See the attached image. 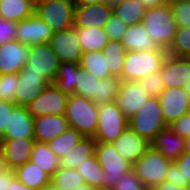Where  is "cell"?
<instances>
[{
	"mask_svg": "<svg viewBox=\"0 0 190 190\" xmlns=\"http://www.w3.org/2000/svg\"><path fill=\"white\" fill-rule=\"evenodd\" d=\"M120 81L118 77L102 79L99 83L98 95H95L92 101L97 105L116 101Z\"/></svg>",
	"mask_w": 190,
	"mask_h": 190,
	"instance_id": "obj_39",
	"label": "cell"
},
{
	"mask_svg": "<svg viewBox=\"0 0 190 190\" xmlns=\"http://www.w3.org/2000/svg\"><path fill=\"white\" fill-rule=\"evenodd\" d=\"M74 9L73 0H35V13L54 33L73 27Z\"/></svg>",
	"mask_w": 190,
	"mask_h": 190,
	"instance_id": "obj_8",
	"label": "cell"
},
{
	"mask_svg": "<svg viewBox=\"0 0 190 190\" xmlns=\"http://www.w3.org/2000/svg\"><path fill=\"white\" fill-rule=\"evenodd\" d=\"M15 176L26 186L34 190H43L51 177L35 163L28 161L14 170Z\"/></svg>",
	"mask_w": 190,
	"mask_h": 190,
	"instance_id": "obj_25",
	"label": "cell"
},
{
	"mask_svg": "<svg viewBox=\"0 0 190 190\" xmlns=\"http://www.w3.org/2000/svg\"><path fill=\"white\" fill-rule=\"evenodd\" d=\"M112 13L113 7L104 2L92 5H75L73 26L75 28H89L91 26L104 28Z\"/></svg>",
	"mask_w": 190,
	"mask_h": 190,
	"instance_id": "obj_20",
	"label": "cell"
},
{
	"mask_svg": "<svg viewBox=\"0 0 190 190\" xmlns=\"http://www.w3.org/2000/svg\"><path fill=\"white\" fill-rule=\"evenodd\" d=\"M34 139L0 140V149L3 154L6 169L15 170L30 161Z\"/></svg>",
	"mask_w": 190,
	"mask_h": 190,
	"instance_id": "obj_19",
	"label": "cell"
},
{
	"mask_svg": "<svg viewBox=\"0 0 190 190\" xmlns=\"http://www.w3.org/2000/svg\"><path fill=\"white\" fill-rule=\"evenodd\" d=\"M184 89L188 92L190 96V80L185 84Z\"/></svg>",
	"mask_w": 190,
	"mask_h": 190,
	"instance_id": "obj_60",
	"label": "cell"
},
{
	"mask_svg": "<svg viewBox=\"0 0 190 190\" xmlns=\"http://www.w3.org/2000/svg\"><path fill=\"white\" fill-rule=\"evenodd\" d=\"M173 18L179 27H190V0H170Z\"/></svg>",
	"mask_w": 190,
	"mask_h": 190,
	"instance_id": "obj_40",
	"label": "cell"
},
{
	"mask_svg": "<svg viewBox=\"0 0 190 190\" xmlns=\"http://www.w3.org/2000/svg\"><path fill=\"white\" fill-rule=\"evenodd\" d=\"M83 53L103 51L108 43V36L102 27L76 28Z\"/></svg>",
	"mask_w": 190,
	"mask_h": 190,
	"instance_id": "obj_28",
	"label": "cell"
},
{
	"mask_svg": "<svg viewBox=\"0 0 190 190\" xmlns=\"http://www.w3.org/2000/svg\"><path fill=\"white\" fill-rule=\"evenodd\" d=\"M112 190H150L142 184L140 178L132 170L124 173Z\"/></svg>",
	"mask_w": 190,
	"mask_h": 190,
	"instance_id": "obj_44",
	"label": "cell"
},
{
	"mask_svg": "<svg viewBox=\"0 0 190 190\" xmlns=\"http://www.w3.org/2000/svg\"><path fill=\"white\" fill-rule=\"evenodd\" d=\"M142 23L158 47L168 50L177 29L170 4L146 8Z\"/></svg>",
	"mask_w": 190,
	"mask_h": 190,
	"instance_id": "obj_1",
	"label": "cell"
},
{
	"mask_svg": "<svg viewBox=\"0 0 190 190\" xmlns=\"http://www.w3.org/2000/svg\"><path fill=\"white\" fill-rule=\"evenodd\" d=\"M122 0H103V2L105 4H107L108 6L114 7L116 6L118 3H120Z\"/></svg>",
	"mask_w": 190,
	"mask_h": 190,
	"instance_id": "obj_57",
	"label": "cell"
},
{
	"mask_svg": "<svg viewBox=\"0 0 190 190\" xmlns=\"http://www.w3.org/2000/svg\"><path fill=\"white\" fill-rule=\"evenodd\" d=\"M167 53L174 57L190 58V27L177 26L176 33Z\"/></svg>",
	"mask_w": 190,
	"mask_h": 190,
	"instance_id": "obj_38",
	"label": "cell"
},
{
	"mask_svg": "<svg viewBox=\"0 0 190 190\" xmlns=\"http://www.w3.org/2000/svg\"><path fill=\"white\" fill-rule=\"evenodd\" d=\"M183 176V186L190 184V153L183 152L180 157L174 161Z\"/></svg>",
	"mask_w": 190,
	"mask_h": 190,
	"instance_id": "obj_48",
	"label": "cell"
},
{
	"mask_svg": "<svg viewBox=\"0 0 190 190\" xmlns=\"http://www.w3.org/2000/svg\"><path fill=\"white\" fill-rule=\"evenodd\" d=\"M160 73L165 88H184L190 80V58L167 55Z\"/></svg>",
	"mask_w": 190,
	"mask_h": 190,
	"instance_id": "obj_17",
	"label": "cell"
},
{
	"mask_svg": "<svg viewBox=\"0 0 190 190\" xmlns=\"http://www.w3.org/2000/svg\"><path fill=\"white\" fill-rule=\"evenodd\" d=\"M165 182H171L177 186H183V176L181 171L178 169L176 163L173 161L169 166V169L166 174Z\"/></svg>",
	"mask_w": 190,
	"mask_h": 190,
	"instance_id": "obj_49",
	"label": "cell"
},
{
	"mask_svg": "<svg viewBox=\"0 0 190 190\" xmlns=\"http://www.w3.org/2000/svg\"><path fill=\"white\" fill-rule=\"evenodd\" d=\"M128 127L149 143L168 125L165 123L157 97H150L139 111L128 119Z\"/></svg>",
	"mask_w": 190,
	"mask_h": 190,
	"instance_id": "obj_4",
	"label": "cell"
},
{
	"mask_svg": "<svg viewBox=\"0 0 190 190\" xmlns=\"http://www.w3.org/2000/svg\"><path fill=\"white\" fill-rule=\"evenodd\" d=\"M138 82L152 97H158L165 89L160 70L143 77Z\"/></svg>",
	"mask_w": 190,
	"mask_h": 190,
	"instance_id": "obj_43",
	"label": "cell"
},
{
	"mask_svg": "<svg viewBox=\"0 0 190 190\" xmlns=\"http://www.w3.org/2000/svg\"><path fill=\"white\" fill-rule=\"evenodd\" d=\"M168 127L182 138L190 137V112L172 122Z\"/></svg>",
	"mask_w": 190,
	"mask_h": 190,
	"instance_id": "obj_46",
	"label": "cell"
},
{
	"mask_svg": "<svg viewBox=\"0 0 190 190\" xmlns=\"http://www.w3.org/2000/svg\"><path fill=\"white\" fill-rule=\"evenodd\" d=\"M72 190H93V187L87 185L86 183H82L81 185H78Z\"/></svg>",
	"mask_w": 190,
	"mask_h": 190,
	"instance_id": "obj_56",
	"label": "cell"
},
{
	"mask_svg": "<svg viewBox=\"0 0 190 190\" xmlns=\"http://www.w3.org/2000/svg\"><path fill=\"white\" fill-rule=\"evenodd\" d=\"M146 7L139 0H122L113 7L115 13L127 26L141 23L145 15Z\"/></svg>",
	"mask_w": 190,
	"mask_h": 190,
	"instance_id": "obj_31",
	"label": "cell"
},
{
	"mask_svg": "<svg viewBox=\"0 0 190 190\" xmlns=\"http://www.w3.org/2000/svg\"><path fill=\"white\" fill-rule=\"evenodd\" d=\"M121 43L125 47L126 52L159 49L155 41L147 34L142 22L128 26Z\"/></svg>",
	"mask_w": 190,
	"mask_h": 190,
	"instance_id": "obj_24",
	"label": "cell"
},
{
	"mask_svg": "<svg viewBox=\"0 0 190 190\" xmlns=\"http://www.w3.org/2000/svg\"><path fill=\"white\" fill-rule=\"evenodd\" d=\"M52 29L35 12L17 22L15 40L25 45L47 43L53 36Z\"/></svg>",
	"mask_w": 190,
	"mask_h": 190,
	"instance_id": "obj_15",
	"label": "cell"
},
{
	"mask_svg": "<svg viewBox=\"0 0 190 190\" xmlns=\"http://www.w3.org/2000/svg\"><path fill=\"white\" fill-rule=\"evenodd\" d=\"M80 67L93 73L100 80L113 77L110 74L103 51L83 53L80 60Z\"/></svg>",
	"mask_w": 190,
	"mask_h": 190,
	"instance_id": "obj_32",
	"label": "cell"
},
{
	"mask_svg": "<svg viewBox=\"0 0 190 190\" xmlns=\"http://www.w3.org/2000/svg\"><path fill=\"white\" fill-rule=\"evenodd\" d=\"M30 161L43 169L50 177L60 167V159L51 151L47 143L35 141Z\"/></svg>",
	"mask_w": 190,
	"mask_h": 190,
	"instance_id": "obj_29",
	"label": "cell"
},
{
	"mask_svg": "<svg viewBox=\"0 0 190 190\" xmlns=\"http://www.w3.org/2000/svg\"><path fill=\"white\" fill-rule=\"evenodd\" d=\"M110 74L113 77L120 78L124 67L126 50L121 41H108L103 49Z\"/></svg>",
	"mask_w": 190,
	"mask_h": 190,
	"instance_id": "obj_30",
	"label": "cell"
},
{
	"mask_svg": "<svg viewBox=\"0 0 190 190\" xmlns=\"http://www.w3.org/2000/svg\"><path fill=\"white\" fill-rule=\"evenodd\" d=\"M83 137L76 129L68 127L58 137H55L47 144L51 151L61 160L67 155Z\"/></svg>",
	"mask_w": 190,
	"mask_h": 190,
	"instance_id": "obj_33",
	"label": "cell"
},
{
	"mask_svg": "<svg viewBox=\"0 0 190 190\" xmlns=\"http://www.w3.org/2000/svg\"><path fill=\"white\" fill-rule=\"evenodd\" d=\"M7 190H34L24 185L16 176L12 179Z\"/></svg>",
	"mask_w": 190,
	"mask_h": 190,
	"instance_id": "obj_53",
	"label": "cell"
},
{
	"mask_svg": "<svg viewBox=\"0 0 190 190\" xmlns=\"http://www.w3.org/2000/svg\"><path fill=\"white\" fill-rule=\"evenodd\" d=\"M93 190H112L111 188H105V187H93Z\"/></svg>",
	"mask_w": 190,
	"mask_h": 190,
	"instance_id": "obj_61",
	"label": "cell"
},
{
	"mask_svg": "<svg viewBox=\"0 0 190 190\" xmlns=\"http://www.w3.org/2000/svg\"><path fill=\"white\" fill-rule=\"evenodd\" d=\"M17 23L0 18V45L14 41Z\"/></svg>",
	"mask_w": 190,
	"mask_h": 190,
	"instance_id": "obj_45",
	"label": "cell"
},
{
	"mask_svg": "<svg viewBox=\"0 0 190 190\" xmlns=\"http://www.w3.org/2000/svg\"><path fill=\"white\" fill-rule=\"evenodd\" d=\"M167 55V50L163 48L153 51L127 52L120 80L138 81L151 73L159 71Z\"/></svg>",
	"mask_w": 190,
	"mask_h": 190,
	"instance_id": "obj_3",
	"label": "cell"
},
{
	"mask_svg": "<svg viewBox=\"0 0 190 190\" xmlns=\"http://www.w3.org/2000/svg\"><path fill=\"white\" fill-rule=\"evenodd\" d=\"M100 81L93 73L80 67L77 71L73 95L92 100L95 95H98Z\"/></svg>",
	"mask_w": 190,
	"mask_h": 190,
	"instance_id": "obj_34",
	"label": "cell"
},
{
	"mask_svg": "<svg viewBox=\"0 0 190 190\" xmlns=\"http://www.w3.org/2000/svg\"><path fill=\"white\" fill-rule=\"evenodd\" d=\"M34 139V118L27 107L15 105L9 114V126L0 140Z\"/></svg>",
	"mask_w": 190,
	"mask_h": 190,
	"instance_id": "obj_18",
	"label": "cell"
},
{
	"mask_svg": "<svg viewBox=\"0 0 190 190\" xmlns=\"http://www.w3.org/2000/svg\"><path fill=\"white\" fill-rule=\"evenodd\" d=\"M84 179V182L91 187H101L103 170L98 163L95 154L86 159L84 163L76 169Z\"/></svg>",
	"mask_w": 190,
	"mask_h": 190,
	"instance_id": "obj_37",
	"label": "cell"
},
{
	"mask_svg": "<svg viewBox=\"0 0 190 190\" xmlns=\"http://www.w3.org/2000/svg\"><path fill=\"white\" fill-rule=\"evenodd\" d=\"M14 177V170L7 169L2 174H0V190H7Z\"/></svg>",
	"mask_w": 190,
	"mask_h": 190,
	"instance_id": "obj_50",
	"label": "cell"
},
{
	"mask_svg": "<svg viewBox=\"0 0 190 190\" xmlns=\"http://www.w3.org/2000/svg\"><path fill=\"white\" fill-rule=\"evenodd\" d=\"M75 5H92L102 3L103 0H73Z\"/></svg>",
	"mask_w": 190,
	"mask_h": 190,
	"instance_id": "obj_54",
	"label": "cell"
},
{
	"mask_svg": "<svg viewBox=\"0 0 190 190\" xmlns=\"http://www.w3.org/2000/svg\"><path fill=\"white\" fill-rule=\"evenodd\" d=\"M128 26L115 13H112L105 23L104 30L110 41H121Z\"/></svg>",
	"mask_w": 190,
	"mask_h": 190,
	"instance_id": "obj_42",
	"label": "cell"
},
{
	"mask_svg": "<svg viewBox=\"0 0 190 190\" xmlns=\"http://www.w3.org/2000/svg\"><path fill=\"white\" fill-rule=\"evenodd\" d=\"M18 86V74L0 75V100L15 103V92Z\"/></svg>",
	"mask_w": 190,
	"mask_h": 190,
	"instance_id": "obj_41",
	"label": "cell"
},
{
	"mask_svg": "<svg viewBox=\"0 0 190 190\" xmlns=\"http://www.w3.org/2000/svg\"><path fill=\"white\" fill-rule=\"evenodd\" d=\"M51 82L35 72H28L24 66L18 73V86L15 92V104L27 107Z\"/></svg>",
	"mask_w": 190,
	"mask_h": 190,
	"instance_id": "obj_13",
	"label": "cell"
},
{
	"mask_svg": "<svg viewBox=\"0 0 190 190\" xmlns=\"http://www.w3.org/2000/svg\"><path fill=\"white\" fill-rule=\"evenodd\" d=\"M151 190H189V186H177L171 182H162L154 186Z\"/></svg>",
	"mask_w": 190,
	"mask_h": 190,
	"instance_id": "obj_51",
	"label": "cell"
},
{
	"mask_svg": "<svg viewBox=\"0 0 190 190\" xmlns=\"http://www.w3.org/2000/svg\"><path fill=\"white\" fill-rule=\"evenodd\" d=\"M112 144L117 152L132 164L150 147L146 139L140 137L129 127Z\"/></svg>",
	"mask_w": 190,
	"mask_h": 190,
	"instance_id": "obj_21",
	"label": "cell"
},
{
	"mask_svg": "<svg viewBox=\"0 0 190 190\" xmlns=\"http://www.w3.org/2000/svg\"><path fill=\"white\" fill-rule=\"evenodd\" d=\"M150 97L138 81L121 80L118 87L116 103L122 113L129 119L139 111Z\"/></svg>",
	"mask_w": 190,
	"mask_h": 190,
	"instance_id": "obj_14",
	"label": "cell"
},
{
	"mask_svg": "<svg viewBox=\"0 0 190 190\" xmlns=\"http://www.w3.org/2000/svg\"><path fill=\"white\" fill-rule=\"evenodd\" d=\"M68 96L51 83L27 106V109L33 118L47 114H65Z\"/></svg>",
	"mask_w": 190,
	"mask_h": 190,
	"instance_id": "obj_9",
	"label": "cell"
},
{
	"mask_svg": "<svg viewBox=\"0 0 190 190\" xmlns=\"http://www.w3.org/2000/svg\"><path fill=\"white\" fill-rule=\"evenodd\" d=\"M64 115L69 127L84 137H94L98 124V105L91 99L69 95Z\"/></svg>",
	"mask_w": 190,
	"mask_h": 190,
	"instance_id": "obj_2",
	"label": "cell"
},
{
	"mask_svg": "<svg viewBox=\"0 0 190 190\" xmlns=\"http://www.w3.org/2000/svg\"><path fill=\"white\" fill-rule=\"evenodd\" d=\"M48 43L61 63H80L83 52L74 26L55 32Z\"/></svg>",
	"mask_w": 190,
	"mask_h": 190,
	"instance_id": "obj_12",
	"label": "cell"
},
{
	"mask_svg": "<svg viewBox=\"0 0 190 190\" xmlns=\"http://www.w3.org/2000/svg\"><path fill=\"white\" fill-rule=\"evenodd\" d=\"M173 161L151 146L133 164L132 169L148 189L164 182Z\"/></svg>",
	"mask_w": 190,
	"mask_h": 190,
	"instance_id": "obj_6",
	"label": "cell"
},
{
	"mask_svg": "<svg viewBox=\"0 0 190 190\" xmlns=\"http://www.w3.org/2000/svg\"><path fill=\"white\" fill-rule=\"evenodd\" d=\"M79 68L80 63H61L53 82L54 85L68 95L74 94L75 79Z\"/></svg>",
	"mask_w": 190,
	"mask_h": 190,
	"instance_id": "obj_35",
	"label": "cell"
},
{
	"mask_svg": "<svg viewBox=\"0 0 190 190\" xmlns=\"http://www.w3.org/2000/svg\"><path fill=\"white\" fill-rule=\"evenodd\" d=\"M5 170H7V169H6V166L4 163L2 151L0 149V174H2Z\"/></svg>",
	"mask_w": 190,
	"mask_h": 190,
	"instance_id": "obj_55",
	"label": "cell"
},
{
	"mask_svg": "<svg viewBox=\"0 0 190 190\" xmlns=\"http://www.w3.org/2000/svg\"><path fill=\"white\" fill-rule=\"evenodd\" d=\"M16 104L5 100H0V138L3 136L6 127L9 126V114Z\"/></svg>",
	"mask_w": 190,
	"mask_h": 190,
	"instance_id": "obj_47",
	"label": "cell"
},
{
	"mask_svg": "<svg viewBox=\"0 0 190 190\" xmlns=\"http://www.w3.org/2000/svg\"><path fill=\"white\" fill-rule=\"evenodd\" d=\"M68 127V120L64 114L36 117L34 118V140L39 143H48Z\"/></svg>",
	"mask_w": 190,
	"mask_h": 190,
	"instance_id": "obj_22",
	"label": "cell"
},
{
	"mask_svg": "<svg viewBox=\"0 0 190 190\" xmlns=\"http://www.w3.org/2000/svg\"><path fill=\"white\" fill-rule=\"evenodd\" d=\"M60 64V60L47 42L30 46L29 60L25 66L28 72L44 74L53 83Z\"/></svg>",
	"mask_w": 190,
	"mask_h": 190,
	"instance_id": "obj_10",
	"label": "cell"
},
{
	"mask_svg": "<svg viewBox=\"0 0 190 190\" xmlns=\"http://www.w3.org/2000/svg\"><path fill=\"white\" fill-rule=\"evenodd\" d=\"M43 190H61L55 187L53 184L49 183Z\"/></svg>",
	"mask_w": 190,
	"mask_h": 190,
	"instance_id": "obj_59",
	"label": "cell"
},
{
	"mask_svg": "<svg viewBox=\"0 0 190 190\" xmlns=\"http://www.w3.org/2000/svg\"><path fill=\"white\" fill-rule=\"evenodd\" d=\"M157 98L167 125L190 112V96L184 88H165Z\"/></svg>",
	"mask_w": 190,
	"mask_h": 190,
	"instance_id": "obj_11",
	"label": "cell"
},
{
	"mask_svg": "<svg viewBox=\"0 0 190 190\" xmlns=\"http://www.w3.org/2000/svg\"><path fill=\"white\" fill-rule=\"evenodd\" d=\"M128 127V118L118 108L116 101L98 105V124L94 140L113 143Z\"/></svg>",
	"mask_w": 190,
	"mask_h": 190,
	"instance_id": "obj_7",
	"label": "cell"
},
{
	"mask_svg": "<svg viewBox=\"0 0 190 190\" xmlns=\"http://www.w3.org/2000/svg\"><path fill=\"white\" fill-rule=\"evenodd\" d=\"M146 8H153L161 5L169 4L170 0H139Z\"/></svg>",
	"mask_w": 190,
	"mask_h": 190,
	"instance_id": "obj_52",
	"label": "cell"
},
{
	"mask_svg": "<svg viewBox=\"0 0 190 190\" xmlns=\"http://www.w3.org/2000/svg\"><path fill=\"white\" fill-rule=\"evenodd\" d=\"M184 152L190 153V137L185 138Z\"/></svg>",
	"mask_w": 190,
	"mask_h": 190,
	"instance_id": "obj_58",
	"label": "cell"
},
{
	"mask_svg": "<svg viewBox=\"0 0 190 190\" xmlns=\"http://www.w3.org/2000/svg\"><path fill=\"white\" fill-rule=\"evenodd\" d=\"M50 183L61 190H72L85 182L76 169L60 166L51 176Z\"/></svg>",
	"mask_w": 190,
	"mask_h": 190,
	"instance_id": "obj_36",
	"label": "cell"
},
{
	"mask_svg": "<svg viewBox=\"0 0 190 190\" xmlns=\"http://www.w3.org/2000/svg\"><path fill=\"white\" fill-rule=\"evenodd\" d=\"M96 141L93 137H82L77 145L60 160V166L77 169L84 161L95 154Z\"/></svg>",
	"mask_w": 190,
	"mask_h": 190,
	"instance_id": "obj_26",
	"label": "cell"
},
{
	"mask_svg": "<svg viewBox=\"0 0 190 190\" xmlns=\"http://www.w3.org/2000/svg\"><path fill=\"white\" fill-rule=\"evenodd\" d=\"M184 143L185 138H182L167 127L154 137L150 142V146L166 158L175 161L184 152Z\"/></svg>",
	"mask_w": 190,
	"mask_h": 190,
	"instance_id": "obj_23",
	"label": "cell"
},
{
	"mask_svg": "<svg viewBox=\"0 0 190 190\" xmlns=\"http://www.w3.org/2000/svg\"><path fill=\"white\" fill-rule=\"evenodd\" d=\"M35 12V0H4L0 2V18L19 22Z\"/></svg>",
	"mask_w": 190,
	"mask_h": 190,
	"instance_id": "obj_27",
	"label": "cell"
},
{
	"mask_svg": "<svg viewBox=\"0 0 190 190\" xmlns=\"http://www.w3.org/2000/svg\"><path fill=\"white\" fill-rule=\"evenodd\" d=\"M30 46L17 40L0 45V75L18 74L27 65Z\"/></svg>",
	"mask_w": 190,
	"mask_h": 190,
	"instance_id": "obj_16",
	"label": "cell"
},
{
	"mask_svg": "<svg viewBox=\"0 0 190 190\" xmlns=\"http://www.w3.org/2000/svg\"><path fill=\"white\" fill-rule=\"evenodd\" d=\"M95 156L103 170L101 187L114 188L120 177L132 170L133 164L124 159L112 143H96Z\"/></svg>",
	"mask_w": 190,
	"mask_h": 190,
	"instance_id": "obj_5",
	"label": "cell"
}]
</instances>
